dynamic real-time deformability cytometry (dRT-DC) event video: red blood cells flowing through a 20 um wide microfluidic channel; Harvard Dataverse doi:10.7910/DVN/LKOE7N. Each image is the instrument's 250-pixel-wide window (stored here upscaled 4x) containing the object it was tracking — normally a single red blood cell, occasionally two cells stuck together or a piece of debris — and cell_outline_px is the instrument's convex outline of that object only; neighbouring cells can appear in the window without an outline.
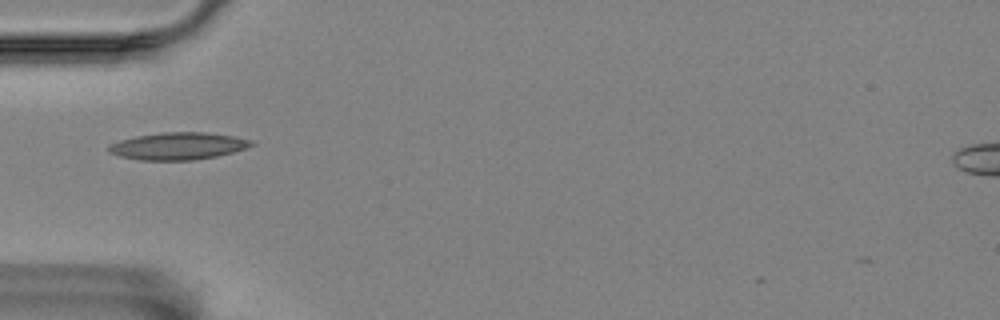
{"species": "Egyptian fruit bat (a non-hibernating species)", "species_latin": "Rousettus aegyptiacus", "temperature_condition": "room temperature", "stored_images_in_passage": 7, "camera_frame_rate_fps": 3000, "um_per_image_px": 0.085, "animal": {"sex": "female"}, "frame": {"image": 1, "passage_image": 1, "time_ms": 0.0, "image_size_px": [1000, 320], "cell_outline_px": [[256, 144], [248, 148], [216, 156], [192, 160], [140, 160], [120, 156], [108, 152], [104, 148], [108, 144], [120, 140], [136, 136], [164, 132], [204, 132], [236, 136], [252, 140]], "centroid_in_image_um": [15.13, 12.41], "position_along_channel_um": 69.9, "area_um2": 22.83}}
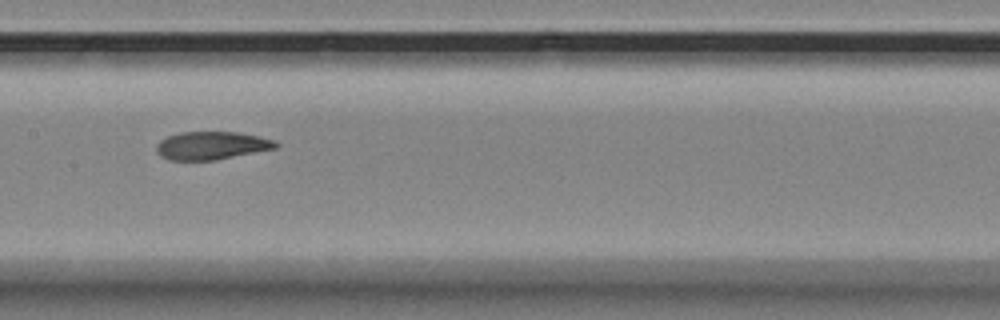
{"frame": {"image": 2, "passage_image": 4, "time_ms": 1.0, "image_size_px": [1000, 320], "cell_outline_px": [[280, 144], [276, 148], [216, 160], [168, 160], [160, 156], [156, 152], [156, 144], [160, 140], [168, 136], [180, 132], [236, 132], [260, 136], [276, 140]], "centroid_in_image_um": [17.98, 12.37], "position_along_channel_um": 189.4, "area_um2": 19.65}}
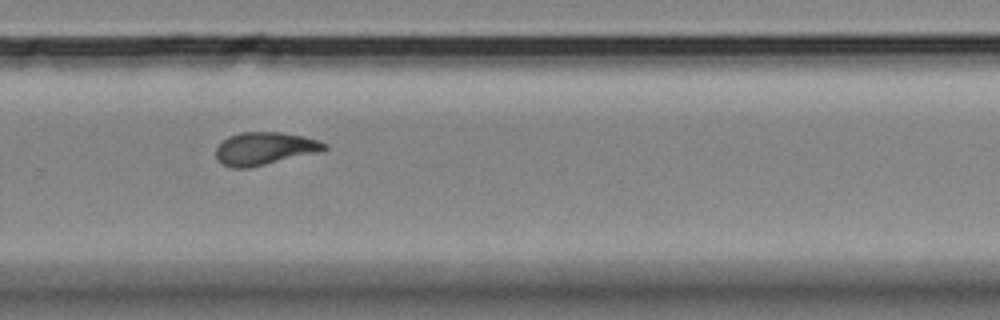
{"frame": {"image": 3, "passage_image": 7, "time_ms": 2.0, "image_size_px": [1000, 320], "cell_outline_px": [[328, 148], [316, 152], [248, 168], [232, 168], [224, 164], [216, 156], [216, 148], [228, 136], [240, 132], [280, 132], [304, 136], [320, 140], [328, 144]], "centroid_in_image_um": [22.5, 12.61], "position_along_channel_um": 307.3, "area_um2": 20.4}}